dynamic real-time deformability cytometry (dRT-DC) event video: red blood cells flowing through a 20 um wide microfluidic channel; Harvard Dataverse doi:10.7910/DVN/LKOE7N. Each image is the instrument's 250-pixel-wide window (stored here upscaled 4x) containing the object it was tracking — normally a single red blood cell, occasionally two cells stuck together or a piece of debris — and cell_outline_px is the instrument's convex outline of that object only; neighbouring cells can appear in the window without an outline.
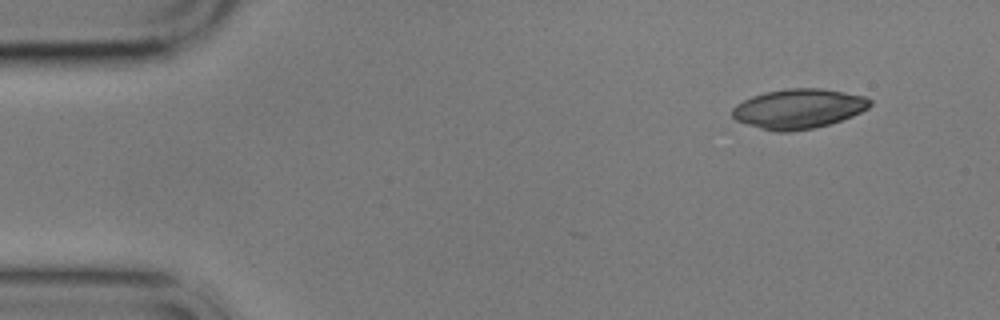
{"species": "common noctule bat (a hibernating species)", "species_latin": "Nyctalus noctula", "temperature_condition": "cold", "stored_images_in_passage": 3, "camera_frame_rate_fps": 3000, "um_per_image_px": 0.085, "animal": {"sex": "male", "body_mass_g": 17.9}, "frame": {"image": 1, "passage_image": 1, "time_ms": 0.0, "image_size_px": [1000, 320], "cell_outline_px": [[872, 104], [868, 108], [852, 116], [828, 124], [812, 128], [788, 132], [776, 132], [760, 128], [736, 120], [732, 116], [732, 108], [736, 104], [752, 96], [764, 92], [788, 88], [820, 88], [844, 92], [864, 96], [872, 100]], "centroid_in_image_um": [67.87, 9.23], "position_along_channel_um": 17.1, "area_um2": 31.73}}